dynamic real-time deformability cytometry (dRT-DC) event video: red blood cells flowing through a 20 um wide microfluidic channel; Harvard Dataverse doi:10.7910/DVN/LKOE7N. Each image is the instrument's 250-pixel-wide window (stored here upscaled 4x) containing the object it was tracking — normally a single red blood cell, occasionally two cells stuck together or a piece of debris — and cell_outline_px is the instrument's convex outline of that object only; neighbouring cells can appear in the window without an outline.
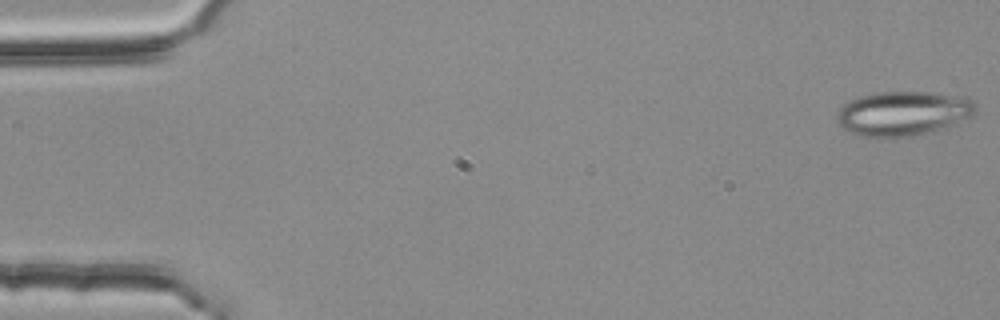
{"species": "common noctule bat (a hibernating species)", "species_latin": "Nyctalus noctula", "temperature_condition": "room temperature", "stored_images_in_passage": 54, "segment_of_instrument_passage": [1, 2], "camera_frame_rate_fps": 3000, "um_per_image_px": 0.085, "animal": {"sex": "female", "body_mass_g": 25.1}, "frame": {"image": 1, "passage_image": 1, "time_ms": 0.0, "image_size_px": [1000, 320], "cell_outline_px": [[976, 108], [968, 116], [952, 124], [928, 132], [908, 136], [860, 136], [844, 128], [836, 120], [836, 112], [844, 104], [860, 96], [876, 92], [932, 92], [968, 96], [976, 104]], "centroid_in_image_um": [76.75, 9.6], "position_along_channel_um": 8.3, "area_um2": 35.37}}